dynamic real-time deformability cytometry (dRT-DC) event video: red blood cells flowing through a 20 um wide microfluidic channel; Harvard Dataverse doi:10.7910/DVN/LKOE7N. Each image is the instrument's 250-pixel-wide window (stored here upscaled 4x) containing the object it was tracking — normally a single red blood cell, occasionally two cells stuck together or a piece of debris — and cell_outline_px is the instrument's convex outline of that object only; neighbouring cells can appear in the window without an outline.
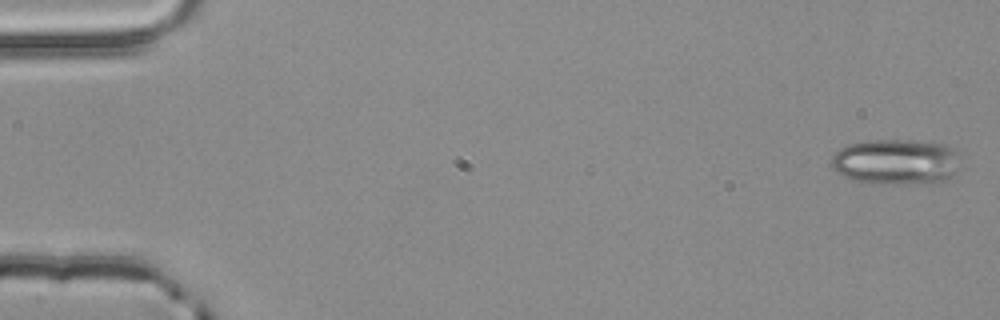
{"species": "common noctule bat (a hibernating species)", "species_latin": "Nyctalus noctula", "temperature_condition": "room temperature", "stored_images_in_passage": 4, "camera_frame_rate_fps": 3000, "um_per_image_px": 0.085, "animal": {"sex": "male", "body_mass_g": 20.4}, "frame": {"image": 1, "passage_image": 1, "time_ms": 0.0, "image_size_px": [1000, 320], "cell_outline_px": [[956, 172], [940, 184], [876, 184], [852, 180], [836, 172], [832, 168], [832, 156], [840, 148], [848, 144], [868, 140], [908, 140], [944, 144], [956, 148]], "centroid_in_image_um": [76.15, 13.77], "position_along_channel_um": 8.9, "area_um2": 34.68}}